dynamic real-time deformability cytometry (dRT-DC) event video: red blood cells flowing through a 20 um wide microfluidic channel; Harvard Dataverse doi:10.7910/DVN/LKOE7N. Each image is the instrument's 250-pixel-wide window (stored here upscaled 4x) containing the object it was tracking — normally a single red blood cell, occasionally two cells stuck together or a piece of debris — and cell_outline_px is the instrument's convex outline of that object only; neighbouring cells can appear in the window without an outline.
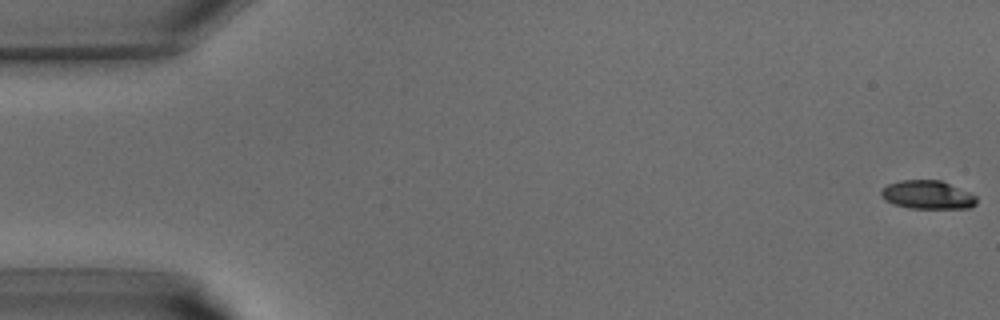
{"species": "common noctule bat (a hibernating species)", "species_latin": "Nyctalus noctula", "temperature_condition": "warm", "stored_images_in_passage": 8, "camera_frame_rate_fps": 3000, "um_per_image_px": 0.085, "animal": {"sex": "male", "body_mass_g": 15.6}, "frame": {"image": 1, "passage_image": 1, "time_ms": 0.0, "image_size_px": [1000, 320], "cell_outline_px": [[976, 204], [968, 208], [908, 208], [884, 200], [880, 196], [880, 192], [888, 184], [900, 180], [940, 180], [968, 192], [976, 196]], "centroid_in_image_um": [78.81, 16.56], "position_along_channel_um": 6.2, "area_um2": 15.66}}